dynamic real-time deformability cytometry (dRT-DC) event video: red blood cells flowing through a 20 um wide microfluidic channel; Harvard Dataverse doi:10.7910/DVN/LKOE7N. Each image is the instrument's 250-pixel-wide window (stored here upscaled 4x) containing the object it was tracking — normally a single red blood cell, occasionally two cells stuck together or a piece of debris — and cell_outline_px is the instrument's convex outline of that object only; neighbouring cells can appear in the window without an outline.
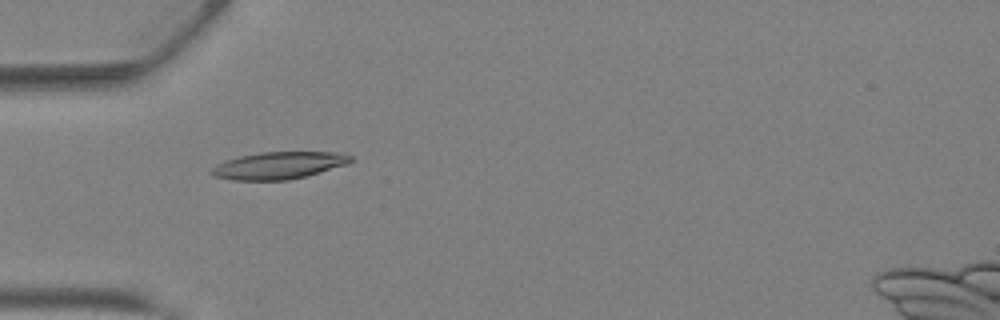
{"species": "Egyptian fruit bat (a non-hibernating species)", "species_latin": "Rousettus aegyptiacus", "temperature_condition": "warm", "stored_images_in_passage": 29, "camera_frame_rate_fps": 3000, "um_per_image_px": 0.085, "animal": {"sex": "female"}, "frame": {"image": 1, "passage_image": 1, "time_ms": 0.0, "image_size_px": [1000, 320], "cell_outline_px": [[352, 160], [348, 164], [308, 176], [288, 180], [232, 180], [216, 176], [208, 172], [216, 164], [224, 160], [240, 156], [260, 152], [340, 152], [352, 156]], "centroid_in_image_um": [23.7, 14.06], "position_along_channel_um": 61.3, "area_um2": 22.2}}
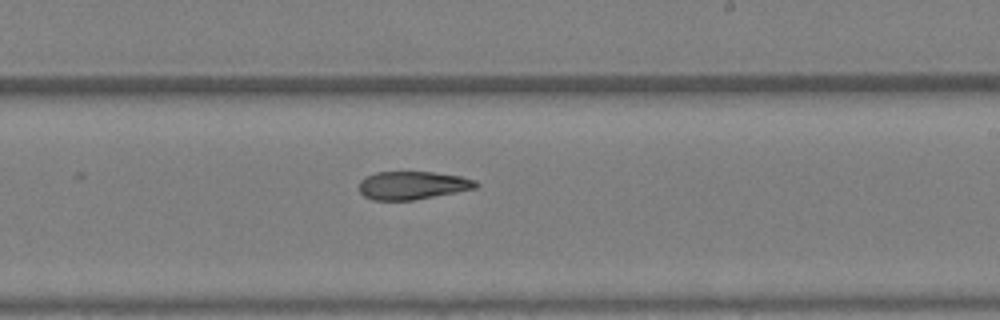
{"frame": {"image": 2, "passage_image": 13, "time_ms": 4.0, "image_size_px": [1000, 320], "cell_outline_px": [[480, 184], [476, 188], [456, 192], [412, 200], [372, 200], [364, 196], [360, 192], [360, 180], [364, 176], [376, 172], [432, 172], [460, 176], [476, 180]], "centroid_in_image_um": [35.05, 15.75], "position_along_channel_um": 253.9, "area_um2": 19.13}}
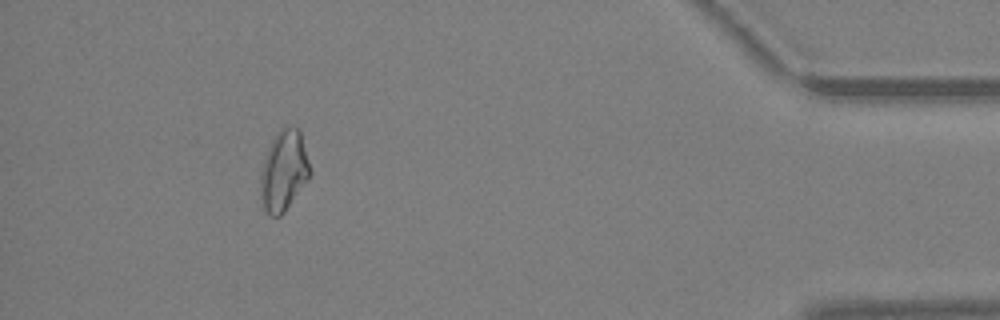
{"frame": {"image": 3, "passage_image": 26, "time_ms": 8.333, "image_size_px": [1000, 320], "cell_outline_px": [[312, 172], [308, 180], [284, 212], [280, 216], [272, 216], [264, 208], [260, 196], [260, 172], [264, 156], [276, 132], [280, 128], [300, 128]], "centroid_in_image_um": [24.12, 14.5], "position_along_channel_um": 411.1, "area_um2": 23.35}, "authors_computed_cell_mechanics": {"area_um2": 20.4034, "velocity_mm_per_s": 4.9094, "shape_relaxation_time_tau1_ms": null, "shape_relaxation_time_tau2_ms": 4.3974, "deformation_change_tau1": null, "deformation_change_tau2": 0.1395}}